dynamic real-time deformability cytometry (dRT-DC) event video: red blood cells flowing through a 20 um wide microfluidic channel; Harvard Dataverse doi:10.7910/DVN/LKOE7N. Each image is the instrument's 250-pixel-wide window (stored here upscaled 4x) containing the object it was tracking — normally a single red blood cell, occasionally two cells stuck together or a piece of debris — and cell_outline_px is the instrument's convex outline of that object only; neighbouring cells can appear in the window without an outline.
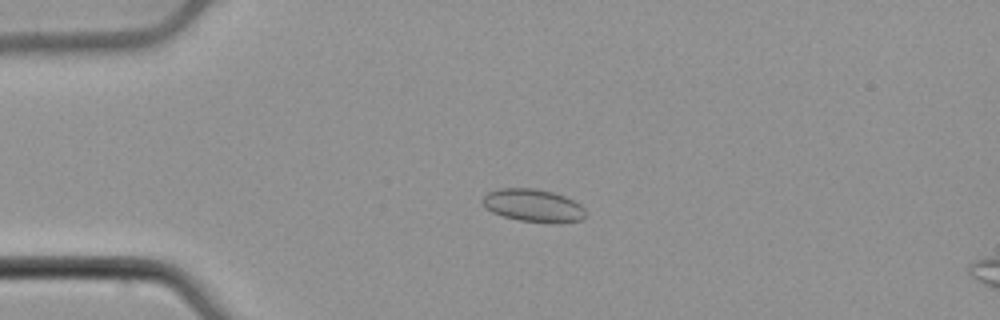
{"species": "common noctule bat (a hibernating species)", "species_latin": "Nyctalus noctula", "temperature_condition": "cold", "stored_images_in_passage": 48, "camera_frame_rate_fps": 3000, "um_per_image_px": 0.085, "animal": {"sex": "male", "body_mass_g": 21.5, "forearm_length_mm": 52.0}, "frame": {"image": 1, "passage_image": 7, "time_ms": 2.0, "image_size_px": [1000, 320], "cell_outline_px": [[584, 216], [580, 220], [548, 224], [520, 220], [504, 216], [492, 212], [484, 204], [484, 196], [488, 192], [500, 188], [532, 188], [552, 192], [564, 196], [580, 204], [584, 208]], "centroid_in_image_um": [45.34, 17.47], "position_along_channel_um": 39.7, "area_um2": 19.42}}
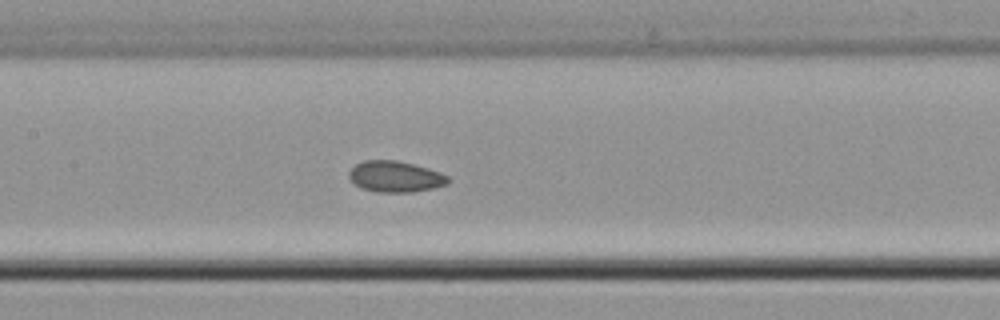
{"frame": {"image": 2, "passage_image": 20, "time_ms": 6.333, "image_size_px": [1000, 320], "cell_outline_px": [[452, 180], [448, 184], [432, 188], [412, 192], [376, 192], [360, 188], [348, 176], [348, 172], [356, 164], [364, 160], [396, 160], [412, 164], [440, 172], [448, 176]], "centroid_in_image_um": [33.61, 15.01], "position_along_channel_um": 173.8, "area_um2": 17.92}}
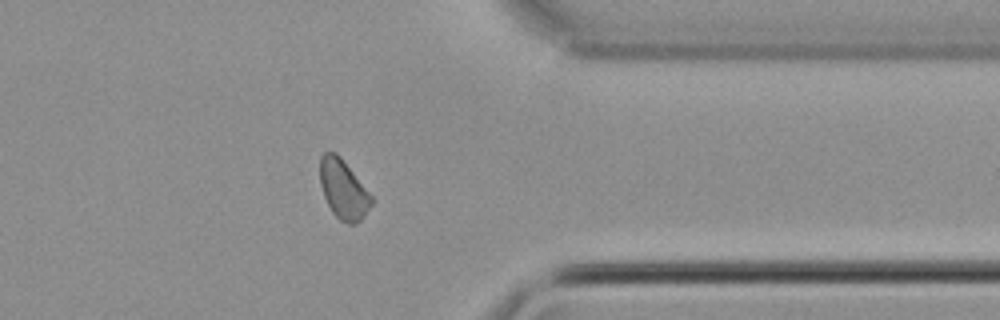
{"frame": {"image": 3, "passage_image": 37, "time_ms": 12.0, "image_size_px": [1000, 320], "cell_outline_px": [[376, 200], [360, 220], [356, 224], [348, 224], [340, 220], [332, 212], [324, 196], [320, 184], [320, 156], [324, 152], [336, 152], [340, 156]], "centroid_in_image_um": [29.2, 16.1], "position_along_channel_um": 382.2, "area_um2": 17.86}, "authors_computed_cell_mechanics": {"area_um2": 17.7735, "velocity_mm_per_s": 3.8614, "shape_relaxation_time_tau1_ms": null, "shape_relaxation_time_tau2_ms": 1.4641, "deformation_change_tau1": null, "deformation_change_tau2": 0.0677}}